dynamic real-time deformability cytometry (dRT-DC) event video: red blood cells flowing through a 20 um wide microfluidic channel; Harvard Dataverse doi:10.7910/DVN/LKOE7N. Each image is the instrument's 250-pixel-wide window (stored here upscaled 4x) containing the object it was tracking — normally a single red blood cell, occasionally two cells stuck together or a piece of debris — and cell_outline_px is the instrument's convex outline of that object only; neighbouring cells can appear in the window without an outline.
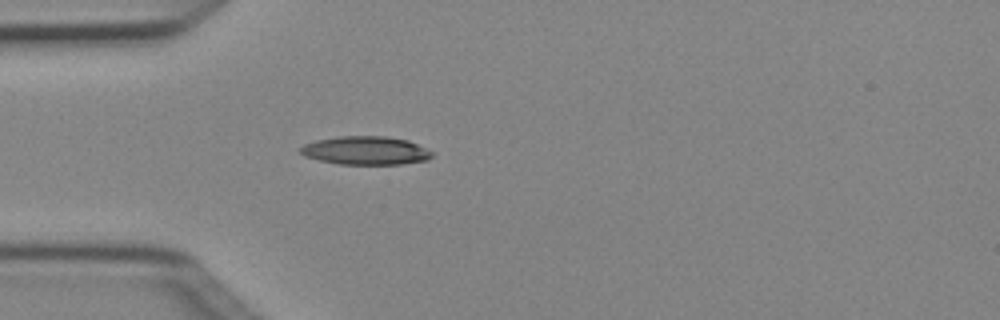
{"species": "Egyptian fruit bat (a non-hibernating species)", "species_latin": "Rousettus aegyptiacus", "temperature_condition": "cold", "stored_images_in_passage": 1, "camera_frame_rate_fps": 3000, "um_per_image_px": 0.085, "animal": {"sex": "female"}, "frame": {"image": 1, "passage_image": 1, "time_ms": 0.0, "image_size_px": [1000, 320], "cell_outline_px": [[432, 156], [428, 160], [400, 164], [340, 164], [320, 160], [304, 156], [300, 152], [300, 148], [304, 144], [316, 140], [340, 136], [384, 136], [408, 140], [432, 152]], "centroid_in_image_um": [31.06, 12.79], "position_along_channel_um": 53.9, "area_um2": 21.62}}